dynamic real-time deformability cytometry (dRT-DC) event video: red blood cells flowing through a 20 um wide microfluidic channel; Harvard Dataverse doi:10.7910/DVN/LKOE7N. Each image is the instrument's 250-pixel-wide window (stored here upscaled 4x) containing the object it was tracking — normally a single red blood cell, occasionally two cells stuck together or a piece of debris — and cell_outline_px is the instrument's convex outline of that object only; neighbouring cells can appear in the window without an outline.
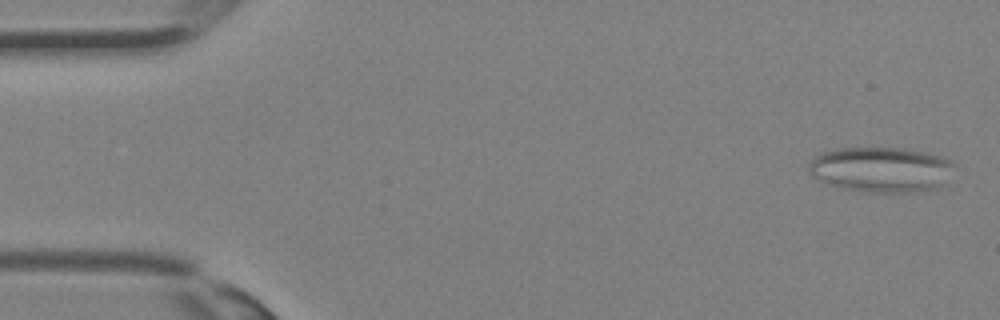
{"species": "Egyptian fruit bat (a non-hibernating species)", "species_latin": "Rousettus aegyptiacus", "temperature_condition": "room temperature", "stored_images_in_passage": 1, "camera_frame_rate_fps": 3000, "um_per_image_px": 0.085, "animal": {"sex": "female"}, "frame": {"image": 1, "passage_image": 1, "time_ms": 0.0, "image_size_px": [1000, 320], "cell_outline_px": [[956, 164], [944, 188], [912, 192], [864, 192], [844, 188], [828, 184], [812, 176], [808, 168], [808, 164], [816, 156], [824, 152], [836, 148], [904, 148], [928, 152], [944, 156], [952, 160]], "centroid_in_image_um": [75.0, 14.41], "position_along_channel_um": 10.0, "area_um2": 39.02}}